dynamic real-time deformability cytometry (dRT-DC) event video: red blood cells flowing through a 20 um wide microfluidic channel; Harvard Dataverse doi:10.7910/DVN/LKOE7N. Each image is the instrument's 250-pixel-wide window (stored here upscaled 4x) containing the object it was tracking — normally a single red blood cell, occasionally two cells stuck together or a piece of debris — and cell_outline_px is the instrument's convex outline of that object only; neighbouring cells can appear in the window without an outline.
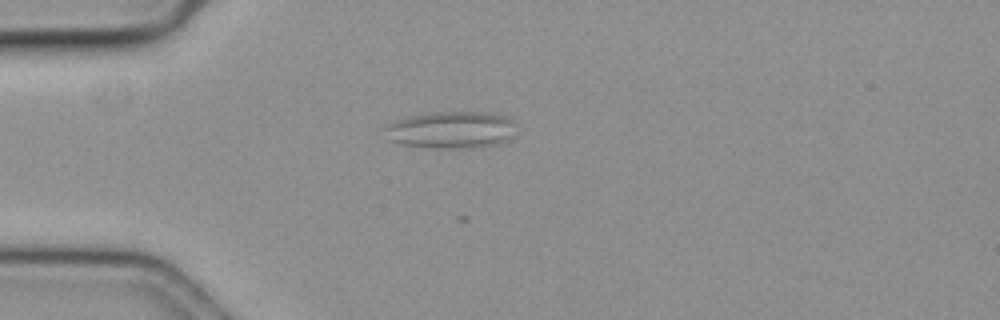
{"species": "common noctule bat (a hibernating species)", "species_latin": "Nyctalus noctula", "temperature_condition": "cold", "stored_images_in_passage": 55, "camera_frame_rate_fps": 3000, "um_per_image_px": 0.085, "animal": {"sex": "female", "body_mass_g": 19.3, "forearm_length_mm": 54.1}, "frame": {"image": 1, "passage_image": 11, "time_ms": 3.333, "image_size_px": [1000, 320], "cell_outline_px": [[516, 136], [500, 144], [476, 148], [440, 148], [400, 144], [384, 140], [384, 128], [388, 124], [408, 116], [432, 112], [492, 112], [504, 116], [512, 120]], "centroid_in_image_um": [38.35, 11.05], "position_along_channel_um": 46.7, "area_um2": 28.9}}
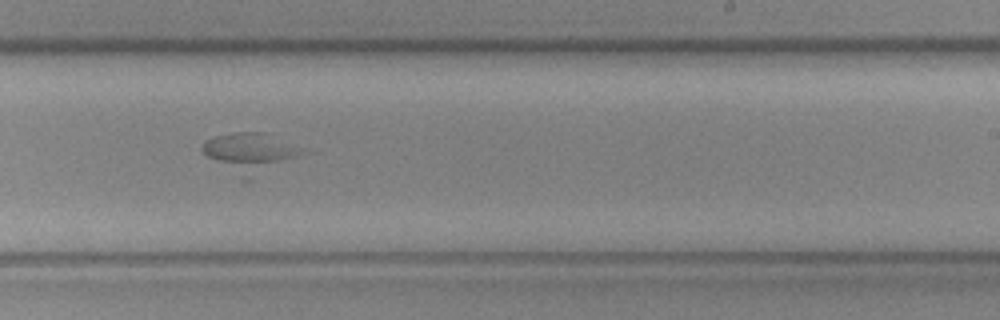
{"frame": {"image": 2, "passage_image": 32, "time_ms": 10.333, "image_size_px": [1000, 320], "cell_outline_px": [[292, 156], [280, 160], [248, 164], [240, 164], [220, 160], [208, 156], [200, 148], [204, 140], [216, 136], [232, 132], [272, 132], [292, 148]], "centroid_in_image_um": [20.99, 12.55], "position_along_channel_um": 268.0, "area_um2": 16.53}}
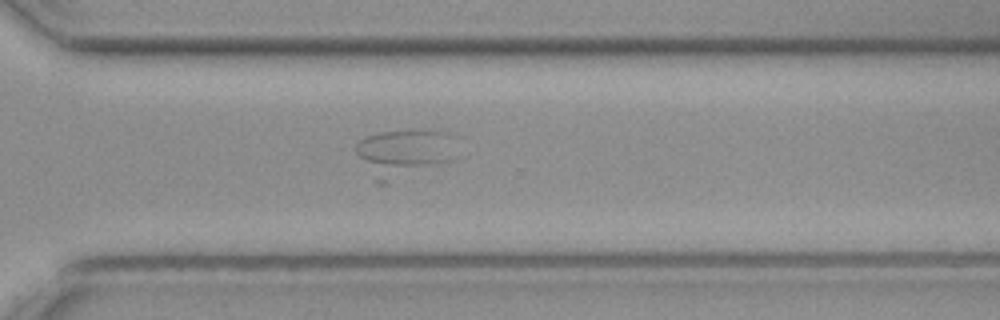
{"frame": {"image": 3, "passage_image": 38, "time_ms": 12.333, "image_size_px": [1000, 320], "cell_outline_px": [[452, 160], [384, 184], [376, 184], [356, 152], [356, 144], [364, 136], [380, 132], [412, 128], [416, 128], [448, 132]], "centroid_in_image_um": [34.24, 12.98], "position_along_channel_um": 336.4, "area_um2": 27.8}}